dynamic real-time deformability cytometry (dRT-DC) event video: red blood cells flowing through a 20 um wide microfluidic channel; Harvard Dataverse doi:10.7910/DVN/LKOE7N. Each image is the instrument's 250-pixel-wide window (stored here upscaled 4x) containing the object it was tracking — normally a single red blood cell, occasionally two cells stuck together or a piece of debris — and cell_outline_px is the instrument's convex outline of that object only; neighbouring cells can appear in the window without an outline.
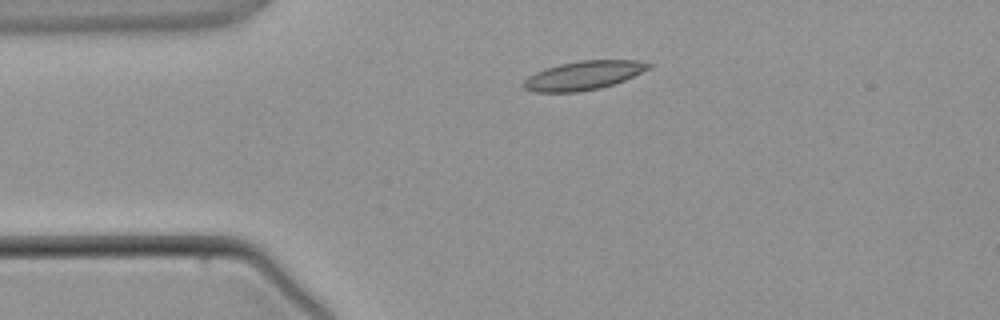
{"species": "common noctule bat (a hibernating species)", "species_latin": "Nyctalus noctula", "temperature_condition": "warm", "stored_images_in_passage": 3, "camera_frame_rate_fps": 3000, "um_per_image_px": 0.085, "animal": {"sex": "male", "body_mass_g": 21.5, "forearm_length_mm": 52.0}, "frame": {"image": 1, "passage_image": 2, "time_ms": 1.333, "image_size_px": [1000, 320], "cell_outline_px": [[652, 68], [624, 80], [600, 88], [576, 92], [532, 92], [524, 88], [520, 84], [528, 76], [544, 68], [560, 64], [580, 60], [636, 60], [652, 64]], "centroid_in_image_um": [49.57, 6.41], "position_along_channel_um": 35.4, "area_um2": 21.1}}